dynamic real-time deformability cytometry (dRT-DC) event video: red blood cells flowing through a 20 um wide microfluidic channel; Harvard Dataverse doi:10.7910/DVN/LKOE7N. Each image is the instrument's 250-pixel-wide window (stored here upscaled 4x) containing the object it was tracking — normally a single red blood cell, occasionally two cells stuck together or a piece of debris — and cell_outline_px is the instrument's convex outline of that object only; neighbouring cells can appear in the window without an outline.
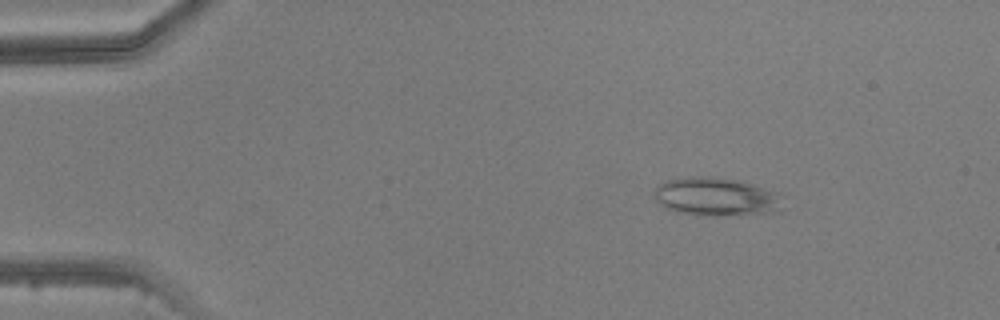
{"species": "common noctule bat (a hibernating species)", "species_latin": "Nyctalus noctula", "temperature_condition": "warm", "stored_images_in_passage": 3, "camera_frame_rate_fps": 3000, "um_per_image_px": 0.085, "animal": {"sex": "male", "body_mass_g": 20.5, "forearm_length_mm": 52.5}, "frame": {"image": 1, "passage_image": 1, "time_ms": 0.0, "image_size_px": [1000, 320], "cell_outline_px": [[780, 192], [772, 208], [760, 212], [716, 216], [704, 216], [676, 212], [664, 208], [656, 200], [656, 188], [660, 184], [668, 180], [692, 176], [716, 176], [740, 180]], "centroid_in_image_um": [60.71, 16.68], "position_along_channel_um": 24.3, "area_um2": 27.92}}